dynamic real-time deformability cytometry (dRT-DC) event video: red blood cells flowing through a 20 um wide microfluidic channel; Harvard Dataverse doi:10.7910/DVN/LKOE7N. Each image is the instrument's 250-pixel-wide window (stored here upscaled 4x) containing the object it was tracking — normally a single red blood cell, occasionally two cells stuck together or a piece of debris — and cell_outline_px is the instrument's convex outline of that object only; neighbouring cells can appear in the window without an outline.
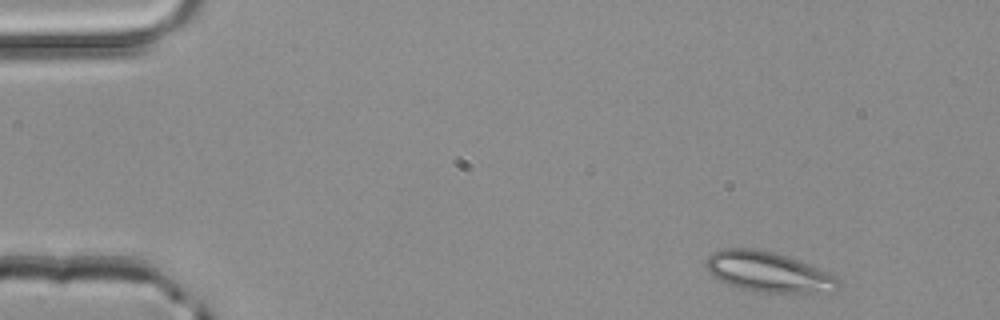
{"species": "common noctule bat (a hibernating species)", "species_latin": "Nyctalus noctula", "temperature_condition": "room temperature", "stored_images_in_passage": 4, "camera_frame_rate_fps": 3000, "um_per_image_px": 0.085, "animal": {"sex": "male", "body_mass_g": 20.4}, "frame": {"image": 1, "passage_image": 1, "time_ms": 0.0, "image_size_px": [1000, 320], "cell_outline_px": [[840, 288], [836, 292], [756, 292], [740, 288], [728, 284], [712, 276], [708, 272], [704, 260], [712, 252], [724, 248], [752, 248], [772, 252], [796, 260], [828, 272], [836, 276], [840, 280]], "centroid_in_image_um": [65.29, 23.12], "position_along_channel_um": 19.7, "area_um2": 30.92}}
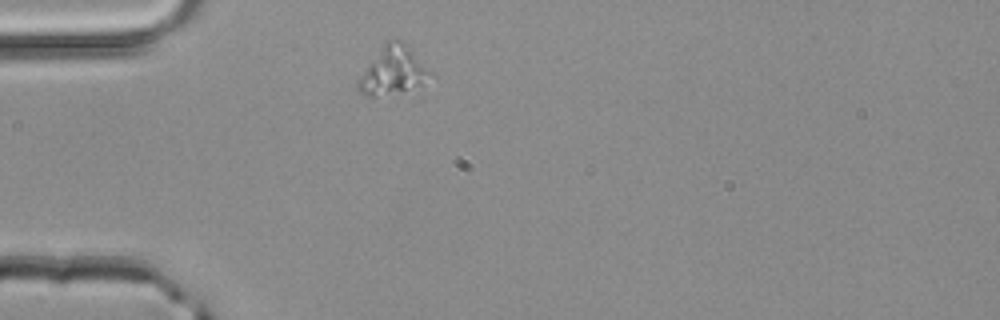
{"frame": {"image": 2, "passage_image": 4, "time_ms": 1.0, "image_size_px": [1000, 320], "cell_outline_px": [[436, 76], [420, 84], [376, 96], [364, 96], [356, 88], [356, 80], [368, 64], [384, 44], [388, 40], [404, 40], [436, 72]], "centroid_in_image_um": [33.47, 5.96], "position_along_channel_um": 51.5, "area_um2": 20.23}}